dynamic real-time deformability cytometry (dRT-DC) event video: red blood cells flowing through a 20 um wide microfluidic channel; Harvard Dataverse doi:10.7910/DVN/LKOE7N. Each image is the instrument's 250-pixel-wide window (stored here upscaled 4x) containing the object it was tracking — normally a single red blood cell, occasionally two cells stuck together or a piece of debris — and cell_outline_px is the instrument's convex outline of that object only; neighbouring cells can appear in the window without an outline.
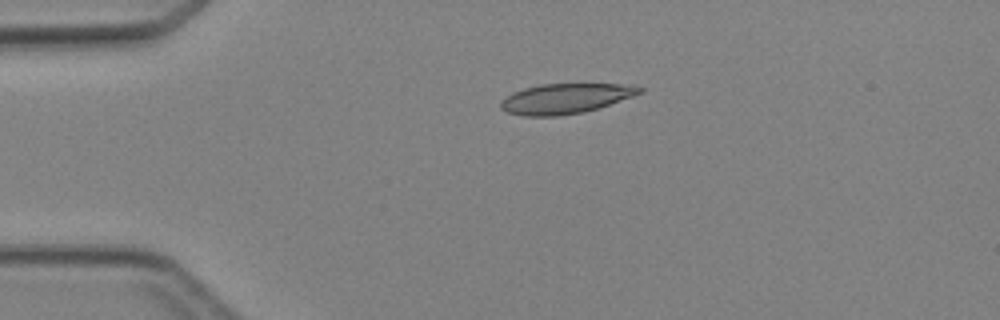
{"species": "Egyptian fruit bat (a non-hibernating species)", "species_latin": "Rousettus aegyptiacus", "temperature_condition": "cold", "stored_images_in_passage": 4, "camera_frame_rate_fps": 3000, "um_per_image_px": 0.085, "animal": {"sex": "female"}, "frame": {"image": 1, "passage_image": 1, "time_ms": 0.0, "image_size_px": [1000, 320], "cell_outline_px": [[644, 92], [584, 112], [556, 116], [524, 116], [508, 112], [500, 108], [500, 104], [512, 92], [524, 88], [540, 84], [636, 84], [644, 88]], "centroid_in_image_um": [48.09, 8.36], "position_along_channel_um": 36.9, "area_um2": 24.16}}
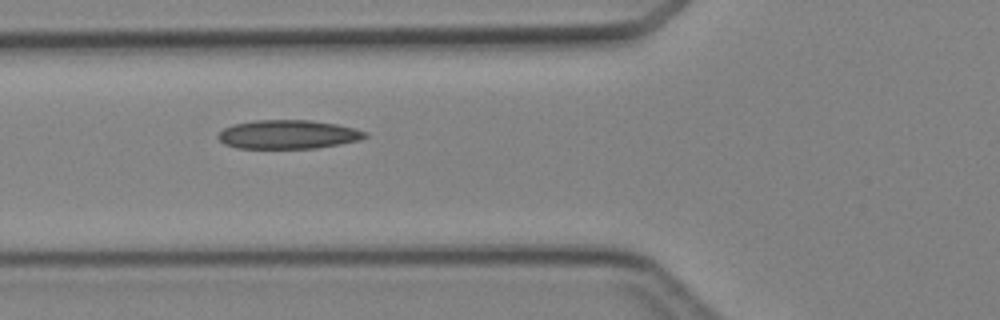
{"frame": {"image": 2, "passage_image": 3, "time_ms": 2.333, "image_size_px": [1000, 320], "cell_outline_px": [[368, 136], [360, 140], [340, 144], [316, 148], [236, 148], [224, 144], [216, 136], [224, 128], [232, 124], [256, 120], [312, 120], [336, 124], [368, 132]], "centroid_in_image_um": [24.48, 11.42], "position_along_channel_um": 101.3, "area_um2": 24.74}}
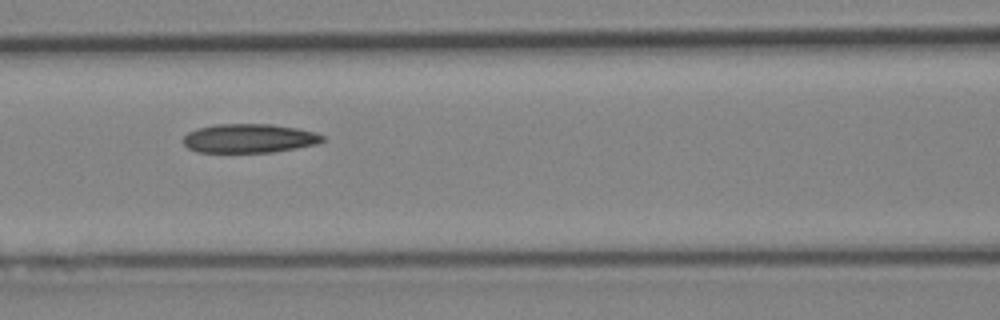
{"frame": {"image": 3, "passage_image": 4, "time_ms": 3.333, "image_size_px": [1000, 320], "cell_outline_px": [[328, 136], [324, 140], [316, 144], [296, 148], [272, 152], [196, 152], [188, 148], [184, 144], [184, 136], [188, 132], [196, 128], [216, 124], [272, 124], [296, 128], [316, 132]], "centroid_in_image_um": [21.2, 11.75], "position_along_channel_um": 145.4, "area_um2": 23.64}}